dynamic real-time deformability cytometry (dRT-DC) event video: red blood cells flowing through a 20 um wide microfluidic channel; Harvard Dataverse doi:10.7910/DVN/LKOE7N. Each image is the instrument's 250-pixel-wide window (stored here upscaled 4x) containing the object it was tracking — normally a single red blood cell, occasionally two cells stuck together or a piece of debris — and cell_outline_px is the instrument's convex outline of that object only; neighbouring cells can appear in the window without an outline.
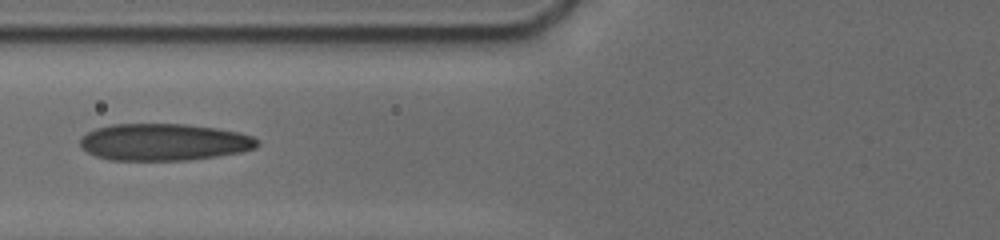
{"species": "human", "species_latin": "Homo sapiens", "temperature_condition": "cold", "stored_images_in_passage": 11, "camera_frame_rate_fps": 3000, "um_per_image_px": 0.085, "donor": {"sex": "male"}, "frame": {"image": 1, "passage_image": 10, "time_ms": 8.0, "image_size_px": [1000, 240], "cell_outline_px": [[260, 144], [256, 148], [240, 152], [216, 156], [188, 160], [108, 160], [96, 156], [80, 148], [80, 136], [96, 128], [112, 124], [184, 124], [216, 128], [240, 132], [252, 136]], "centroid_in_image_um": [13.91, 12.08], "position_along_channel_um": 111.9, "area_um2": 38.26}}